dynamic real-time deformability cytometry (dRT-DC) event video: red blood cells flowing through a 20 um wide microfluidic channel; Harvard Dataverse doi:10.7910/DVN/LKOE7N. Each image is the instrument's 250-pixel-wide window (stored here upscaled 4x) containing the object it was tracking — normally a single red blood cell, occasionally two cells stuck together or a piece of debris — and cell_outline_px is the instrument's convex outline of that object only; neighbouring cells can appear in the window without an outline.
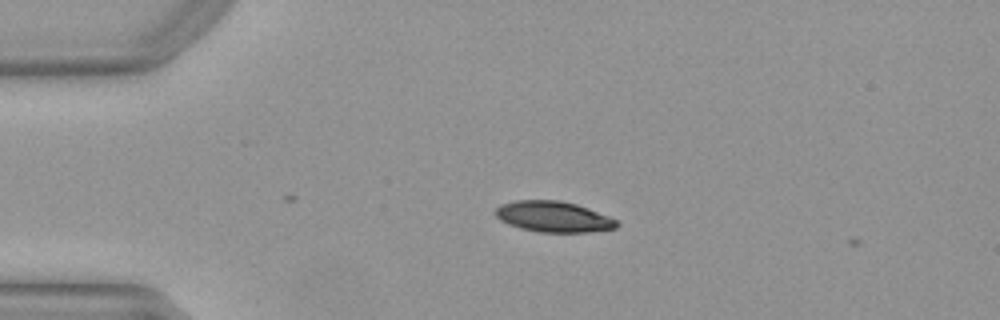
{"species": "Egyptian fruit bat (a non-hibernating species)", "species_latin": "Rousettus aegyptiacus", "temperature_condition": "warm", "stored_images_in_passage": 3, "camera_frame_rate_fps": 3000, "um_per_image_px": 0.085, "animal": {"sex": "female"}, "frame": {"image": 1, "passage_image": 2, "time_ms": 0.333, "image_size_px": [1000, 320], "cell_outline_px": [[620, 224], [616, 228], [588, 232], [540, 232], [520, 228], [508, 224], [500, 220], [492, 212], [500, 204], [516, 200], [560, 200], [576, 204], [588, 208], [608, 216], [616, 220]], "centroid_in_image_um": [47.01, 18.41], "position_along_channel_um": 38.0, "area_um2": 21.85}}